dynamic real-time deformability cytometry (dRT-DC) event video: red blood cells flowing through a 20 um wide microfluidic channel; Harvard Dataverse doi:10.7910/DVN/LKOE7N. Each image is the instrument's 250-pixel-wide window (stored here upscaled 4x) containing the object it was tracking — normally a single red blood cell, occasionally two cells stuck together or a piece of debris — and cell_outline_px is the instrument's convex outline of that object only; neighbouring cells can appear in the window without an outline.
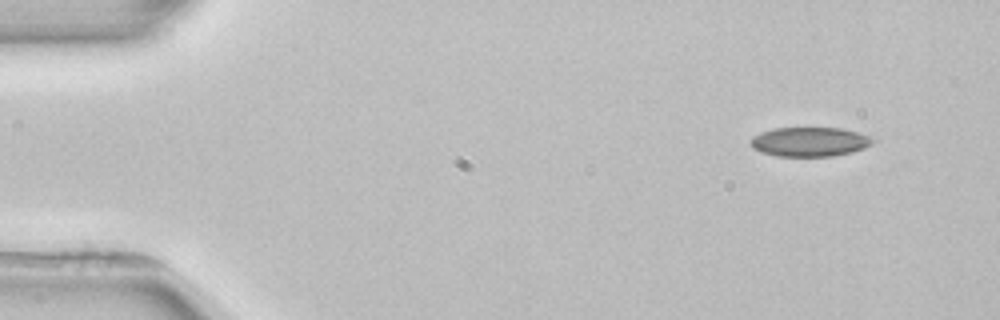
{"species": "common noctule bat (a hibernating species)", "species_latin": "Nyctalus noctula", "temperature_condition": "room temperature", "stored_images_in_passage": 3, "camera_frame_rate_fps": 3000, "um_per_image_px": 0.085, "animal": {"sex": "female", "body_mass_g": 22.7, "forearm_length_mm": 54.2}, "frame": {"image": 1, "passage_image": 1, "time_ms": 0.0, "image_size_px": [1000, 320], "cell_outline_px": [[876, 140], [872, 144], [864, 148], [852, 152], [832, 156], [776, 156], [760, 152], [752, 148], [752, 136], [760, 132], [772, 128], [840, 128], [856, 132], [868, 136]], "centroid_in_image_um": [68.8, 12.05], "position_along_channel_um": 16.2, "area_um2": 20.87}}
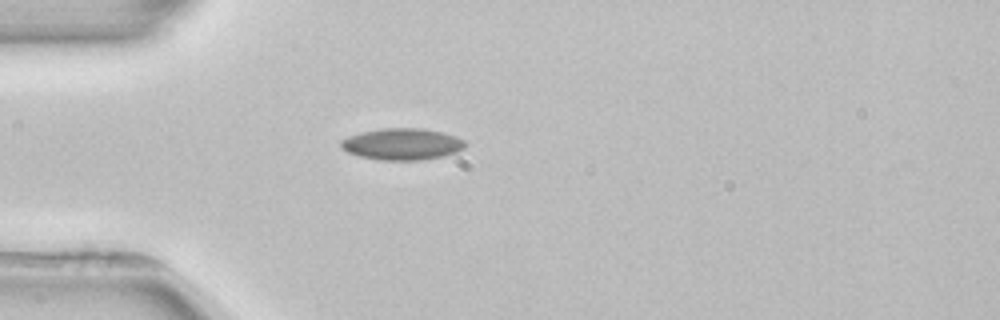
{"frame": {"image": 2, "passage_image": 3, "time_ms": 3.333, "image_size_px": [1000, 320], "cell_outline_px": [[468, 144], [464, 148], [456, 152], [444, 156], [420, 160], [380, 160], [360, 156], [348, 152], [340, 144], [340, 140], [348, 136], [360, 132], [384, 128], [424, 128], [444, 132], [456, 136], [464, 140]], "centroid_in_image_um": [34.22, 12.24], "position_along_channel_um": 50.8, "area_um2": 23.0}}